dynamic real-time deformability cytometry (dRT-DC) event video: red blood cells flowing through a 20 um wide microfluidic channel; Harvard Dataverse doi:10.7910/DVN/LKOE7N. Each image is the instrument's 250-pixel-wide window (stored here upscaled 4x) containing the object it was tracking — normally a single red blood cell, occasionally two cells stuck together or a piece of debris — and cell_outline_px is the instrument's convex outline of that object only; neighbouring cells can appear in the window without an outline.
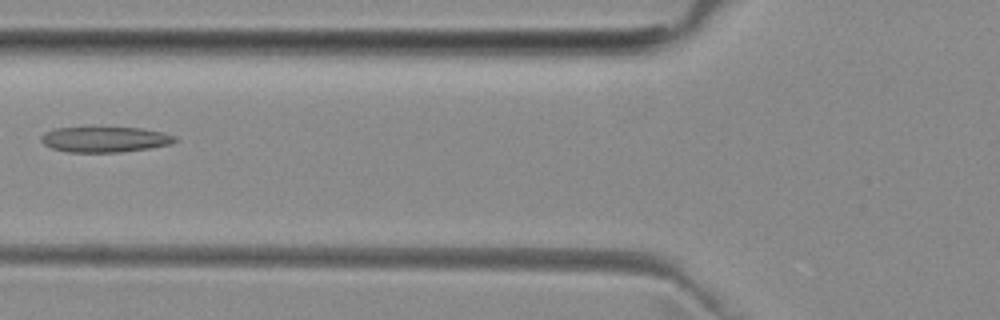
{"species": "common noctule bat (a hibernating species)", "species_latin": "Nyctalus noctula", "temperature_condition": "room temperature", "stored_images_in_passage": 5, "camera_frame_rate_fps": 3000, "um_per_image_px": 0.085, "animal": {"sex": "female", "body_mass_g": 29.2, "forearm_length_mm": 56.3}, "frame": {"image": 1, "passage_image": 5, "time_ms": 5.333, "image_size_px": [1000, 320], "cell_outline_px": [[176, 140], [172, 144], [148, 148], [120, 152], [68, 152], [52, 148], [44, 144], [40, 140], [40, 136], [44, 132], [56, 128], [144, 128], [164, 132], [176, 136]], "centroid_in_image_um": [8.92, 11.85], "position_along_channel_um": 116.9, "area_um2": 19.83}}